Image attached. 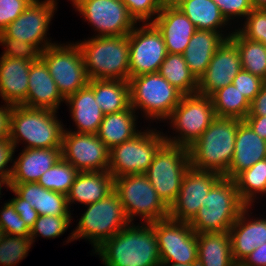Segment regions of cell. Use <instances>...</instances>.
Here are the masks:
<instances>
[{
	"mask_svg": "<svg viewBox=\"0 0 266 266\" xmlns=\"http://www.w3.org/2000/svg\"><path fill=\"white\" fill-rule=\"evenodd\" d=\"M216 118L210 96L183 95L170 117L171 124L178 130L181 137L165 136L166 143L189 147L209 127Z\"/></svg>",
	"mask_w": 266,
	"mask_h": 266,
	"instance_id": "obj_12",
	"label": "cell"
},
{
	"mask_svg": "<svg viewBox=\"0 0 266 266\" xmlns=\"http://www.w3.org/2000/svg\"><path fill=\"white\" fill-rule=\"evenodd\" d=\"M266 158V140L259 137L250 125L242 120L238 125L234 156L225 178L234 179L242 171Z\"/></svg>",
	"mask_w": 266,
	"mask_h": 266,
	"instance_id": "obj_22",
	"label": "cell"
},
{
	"mask_svg": "<svg viewBox=\"0 0 266 266\" xmlns=\"http://www.w3.org/2000/svg\"><path fill=\"white\" fill-rule=\"evenodd\" d=\"M15 147L9 138L0 139V178L8 181L11 178L13 168H6L7 164L12 161Z\"/></svg>",
	"mask_w": 266,
	"mask_h": 266,
	"instance_id": "obj_49",
	"label": "cell"
},
{
	"mask_svg": "<svg viewBox=\"0 0 266 266\" xmlns=\"http://www.w3.org/2000/svg\"><path fill=\"white\" fill-rule=\"evenodd\" d=\"M232 83L251 102L266 82L242 69Z\"/></svg>",
	"mask_w": 266,
	"mask_h": 266,
	"instance_id": "obj_45",
	"label": "cell"
},
{
	"mask_svg": "<svg viewBox=\"0 0 266 266\" xmlns=\"http://www.w3.org/2000/svg\"><path fill=\"white\" fill-rule=\"evenodd\" d=\"M33 0H0V33L28 7Z\"/></svg>",
	"mask_w": 266,
	"mask_h": 266,
	"instance_id": "obj_46",
	"label": "cell"
},
{
	"mask_svg": "<svg viewBox=\"0 0 266 266\" xmlns=\"http://www.w3.org/2000/svg\"><path fill=\"white\" fill-rule=\"evenodd\" d=\"M61 157V149L25 148L11 166L13 170L9 183L38 182Z\"/></svg>",
	"mask_w": 266,
	"mask_h": 266,
	"instance_id": "obj_25",
	"label": "cell"
},
{
	"mask_svg": "<svg viewBox=\"0 0 266 266\" xmlns=\"http://www.w3.org/2000/svg\"><path fill=\"white\" fill-rule=\"evenodd\" d=\"M0 211V226L3 228L6 235L30 236L31 229L15 211L10 201L5 203V206Z\"/></svg>",
	"mask_w": 266,
	"mask_h": 266,
	"instance_id": "obj_43",
	"label": "cell"
},
{
	"mask_svg": "<svg viewBox=\"0 0 266 266\" xmlns=\"http://www.w3.org/2000/svg\"><path fill=\"white\" fill-rule=\"evenodd\" d=\"M247 116H266V83L250 103V111Z\"/></svg>",
	"mask_w": 266,
	"mask_h": 266,
	"instance_id": "obj_50",
	"label": "cell"
},
{
	"mask_svg": "<svg viewBox=\"0 0 266 266\" xmlns=\"http://www.w3.org/2000/svg\"><path fill=\"white\" fill-rule=\"evenodd\" d=\"M189 168L188 148L165 143L158 150L146 171L148 180L168 208L175 202L184 175Z\"/></svg>",
	"mask_w": 266,
	"mask_h": 266,
	"instance_id": "obj_7",
	"label": "cell"
},
{
	"mask_svg": "<svg viewBox=\"0 0 266 266\" xmlns=\"http://www.w3.org/2000/svg\"><path fill=\"white\" fill-rule=\"evenodd\" d=\"M212 30H196L183 53L187 66L199 80L205 73L213 54L230 37Z\"/></svg>",
	"mask_w": 266,
	"mask_h": 266,
	"instance_id": "obj_27",
	"label": "cell"
},
{
	"mask_svg": "<svg viewBox=\"0 0 266 266\" xmlns=\"http://www.w3.org/2000/svg\"><path fill=\"white\" fill-rule=\"evenodd\" d=\"M77 45L82 52L89 80L129 81V34L127 36H95Z\"/></svg>",
	"mask_w": 266,
	"mask_h": 266,
	"instance_id": "obj_4",
	"label": "cell"
},
{
	"mask_svg": "<svg viewBox=\"0 0 266 266\" xmlns=\"http://www.w3.org/2000/svg\"><path fill=\"white\" fill-rule=\"evenodd\" d=\"M114 190V177L109 171L79 172L68 194L67 202L77 201L84 205L102 200Z\"/></svg>",
	"mask_w": 266,
	"mask_h": 266,
	"instance_id": "obj_26",
	"label": "cell"
},
{
	"mask_svg": "<svg viewBox=\"0 0 266 266\" xmlns=\"http://www.w3.org/2000/svg\"><path fill=\"white\" fill-rule=\"evenodd\" d=\"M241 70L239 50L236 44L227 38L213 54L205 73L199 78L197 93L210 96L216 90L232 84Z\"/></svg>",
	"mask_w": 266,
	"mask_h": 266,
	"instance_id": "obj_19",
	"label": "cell"
},
{
	"mask_svg": "<svg viewBox=\"0 0 266 266\" xmlns=\"http://www.w3.org/2000/svg\"><path fill=\"white\" fill-rule=\"evenodd\" d=\"M34 61L0 58V96L9 105H21L27 98L29 69Z\"/></svg>",
	"mask_w": 266,
	"mask_h": 266,
	"instance_id": "obj_24",
	"label": "cell"
},
{
	"mask_svg": "<svg viewBox=\"0 0 266 266\" xmlns=\"http://www.w3.org/2000/svg\"><path fill=\"white\" fill-rule=\"evenodd\" d=\"M251 3L254 8H265L266 9V0H251Z\"/></svg>",
	"mask_w": 266,
	"mask_h": 266,
	"instance_id": "obj_55",
	"label": "cell"
},
{
	"mask_svg": "<svg viewBox=\"0 0 266 266\" xmlns=\"http://www.w3.org/2000/svg\"><path fill=\"white\" fill-rule=\"evenodd\" d=\"M129 85L130 106L134 110L143 108L150 119L169 118L183 96L158 72L132 77Z\"/></svg>",
	"mask_w": 266,
	"mask_h": 266,
	"instance_id": "obj_9",
	"label": "cell"
},
{
	"mask_svg": "<svg viewBox=\"0 0 266 266\" xmlns=\"http://www.w3.org/2000/svg\"><path fill=\"white\" fill-rule=\"evenodd\" d=\"M61 156L79 172L108 171L109 149L97 134L77 133L64 129Z\"/></svg>",
	"mask_w": 266,
	"mask_h": 266,
	"instance_id": "obj_16",
	"label": "cell"
},
{
	"mask_svg": "<svg viewBox=\"0 0 266 266\" xmlns=\"http://www.w3.org/2000/svg\"><path fill=\"white\" fill-rule=\"evenodd\" d=\"M240 200L246 205L257 193H266V158L239 173L234 179Z\"/></svg>",
	"mask_w": 266,
	"mask_h": 266,
	"instance_id": "obj_37",
	"label": "cell"
},
{
	"mask_svg": "<svg viewBox=\"0 0 266 266\" xmlns=\"http://www.w3.org/2000/svg\"><path fill=\"white\" fill-rule=\"evenodd\" d=\"M182 0H159L162 8L164 7H176Z\"/></svg>",
	"mask_w": 266,
	"mask_h": 266,
	"instance_id": "obj_54",
	"label": "cell"
},
{
	"mask_svg": "<svg viewBox=\"0 0 266 266\" xmlns=\"http://www.w3.org/2000/svg\"><path fill=\"white\" fill-rule=\"evenodd\" d=\"M162 34L168 53L183 54L196 31L194 24L177 7H164L150 20Z\"/></svg>",
	"mask_w": 266,
	"mask_h": 266,
	"instance_id": "obj_20",
	"label": "cell"
},
{
	"mask_svg": "<svg viewBox=\"0 0 266 266\" xmlns=\"http://www.w3.org/2000/svg\"><path fill=\"white\" fill-rule=\"evenodd\" d=\"M28 79L27 98L21 105L56 111L61 101L66 100L41 59L31 64Z\"/></svg>",
	"mask_w": 266,
	"mask_h": 266,
	"instance_id": "obj_21",
	"label": "cell"
},
{
	"mask_svg": "<svg viewBox=\"0 0 266 266\" xmlns=\"http://www.w3.org/2000/svg\"><path fill=\"white\" fill-rule=\"evenodd\" d=\"M0 44L6 46L4 57L26 59L28 61H37L41 57V51L33 44L20 41L19 39L7 38L0 33Z\"/></svg>",
	"mask_w": 266,
	"mask_h": 266,
	"instance_id": "obj_42",
	"label": "cell"
},
{
	"mask_svg": "<svg viewBox=\"0 0 266 266\" xmlns=\"http://www.w3.org/2000/svg\"><path fill=\"white\" fill-rule=\"evenodd\" d=\"M57 111L13 105L10 116L9 139L16 148L20 140L26 149H61L63 125L55 115ZM21 138V139H20Z\"/></svg>",
	"mask_w": 266,
	"mask_h": 266,
	"instance_id": "obj_3",
	"label": "cell"
},
{
	"mask_svg": "<svg viewBox=\"0 0 266 266\" xmlns=\"http://www.w3.org/2000/svg\"><path fill=\"white\" fill-rule=\"evenodd\" d=\"M239 118L216 117L188 147L190 167L224 176L234 156Z\"/></svg>",
	"mask_w": 266,
	"mask_h": 266,
	"instance_id": "obj_2",
	"label": "cell"
},
{
	"mask_svg": "<svg viewBox=\"0 0 266 266\" xmlns=\"http://www.w3.org/2000/svg\"><path fill=\"white\" fill-rule=\"evenodd\" d=\"M246 205L240 200L233 179L221 177L209 190L189 225L195 233L229 232Z\"/></svg>",
	"mask_w": 266,
	"mask_h": 266,
	"instance_id": "obj_5",
	"label": "cell"
},
{
	"mask_svg": "<svg viewBox=\"0 0 266 266\" xmlns=\"http://www.w3.org/2000/svg\"><path fill=\"white\" fill-rule=\"evenodd\" d=\"M71 1L84 19L99 31L97 34L99 37L127 36L137 25L122 0Z\"/></svg>",
	"mask_w": 266,
	"mask_h": 266,
	"instance_id": "obj_15",
	"label": "cell"
},
{
	"mask_svg": "<svg viewBox=\"0 0 266 266\" xmlns=\"http://www.w3.org/2000/svg\"><path fill=\"white\" fill-rule=\"evenodd\" d=\"M239 266H266V243L257 247Z\"/></svg>",
	"mask_w": 266,
	"mask_h": 266,
	"instance_id": "obj_51",
	"label": "cell"
},
{
	"mask_svg": "<svg viewBox=\"0 0 266 266\" xmlns=\"http://www.w3.org/2000/svg\"><path fill=\"white\" fill-rule=\"evenodd\" d=\"M5 231L3 230V228L0 226V241L4 238L5 236Z\"/></svg>",
	"mask_w": 266,
	"mask_h": 266,
	"instance_id": "obj_58",
	"label": "cell"
},
{
	"mask_svg": "<svg viewBox=\"0 0 266 266\" xmlns=\"http://www.w3.org/2000/svg\"><path fill=\"white\" fill-rule=\"evenodd\" d=\"M131 17L136 21L147 23L152 16L158 15L162 10L159 0H122Z\"/></svg>",
	"mask_w": 266,
	"mask_h": 266,
	"instance_id": "obj_44",
	"label": "cell"
},
{
	"mask_svg": "<svg viewBox=\"0 0 266 266\" xmlns=\"http://www.w3.org/2000/svg\"><path fill=\"white\" fill-rule=\"evenodd\" d=\"M82 215L68 242L84 237L91 240L95 250L131 223L115 190L102 200L88 204L86 212Z\"/></svg>",
	"mask_w": 266,
	"mask_h": 266,
	"instance_id": "obj_6",
	"label": "cell"
},
{
	"mask_svg": "<svg viewBox=\"0 0 266 266\" xmlns=\"http://www.w3.org/2000/svg\"><path fill=\"white\" fill-rule=\"evenodd\" d=\"M237 46L242 69L266 82V46L245 38L238 30L229 37Z\"/></svg>",
	"mask_w": 266,
	"mask_h": 266,
	"instance_id": "obj_36",
	"label": "cell"
},
{
	"mask_svg": "<svg viewBox=\"0 0 266 266\" xmlns=\"http://www.w3.org/2000/svg\"><path fill=\"white\" fill-rule=\"evenodd\" d=\"M71 215H39L30 231V239L34 242L37 234L45 238H55L63 234L69 227Z\"/></svg>",
	"mask_w": 266,
	"mask_h": 266,
	"instance_id": "obj_40",
	"label": "cell"
},
{
	"mask_svg": "<svg viewBox=\"0 0 266 266\" xmlns=\"http://www.w3.org/2000/svg\"><path fill=\"white\" fill-rule=\"evenodd\" d=\"M114 190L130 222L137 214L144 217L145 223L169 217V208L159 198L146 174H127L114 178Z\"/></svg>",
	"mask_w": 266,
	"mask_h": 266,
	"instance_id": "obj_8",
	"label": "cell"
},
{
	"mask_svg": "<svg viewBox=\"0 0 266 266\" xmlns=\"http://www.w3.org/2000/svg\"><path fill=\"white\" fill-rule=\"evenodd\" d=\"M246 18L245 26L238 31L245 38L266 46V9L254 8Z\"/></svg>",
	"mask_w": 266,
	"mask_h": 266,
	"instance_id": "obj_41",
	"label": "cell"
},
{
	"mask_svg": "<svg viewBox=\"0 0 266 266\" xmlns=\"http://www.w3.org/2000/svg\"><path fill=\"white\" fill-rule=\"evenodd\" d=\"M9 187L29 202L39 215H71L65 194L45 189L37 182L9 183Z\"/></svg>",
	"mask_w": 266,
	"mask_h": 266,
	"instance_id": "obj_28",
	"label": "cell"
},
{
	"mask_svg": "<svg viewBox=\"0 0 266 266\" xmlns=\"http://www.w3.org/2000/svg\"><path fill=\"white\" fill-rule=\"evenodd\" d=\"M250 206H245L229 230L232 257L239 265L257 247L266 243V219L246 222L245 214Z\"/></svg>",
	"mask_w": 266,
	"mask_h": 266,
	"instance_id": "obj_23",
	"label": "cell"
},
{
	"mask_svg": "<svg viewBox=\"0 0 266 266\" xmlns=\"http://www.w3.org/2000/svg\"><path fill=\"white\" fill-rule=\"evenodd\" d=\"M40 59L65 99L88 85L83 55L77 44L49 46L41 52Z\"/></svg>",
	"mask_w": 266,
	"mask_h": 266,
	"instance_id": "obj_11",
	"label": "cell"
},
{
	"mask_svg": "<svg viewBox=\"0 0 266 266\" xmlns=\"http://www.w3.org/2000/svg\"><path fill=\"white\" fill-rule=\"evenodd\" d=\"M220 9L221 14L228 22L231 16L246 17L253 9L251 0H213Z\"/></svg>",
	"mask_w": 266,
	"mask_h": 266,
	"instance_id": "obj_47",
	"label": "cell"
},
{
	"mask_svg": "<svg viewBox=\"0 0 266 266\" xmlns=\"http://www.w3.org/2000/svg\"><path fill=\"white\" fill-rule=\"evenodd\" d=\"M105 266H158L160 253L153 222L125 226L96 250Z\"/></svg>",
	"mask_w": 266,
	"mask_h": 266,
	"instance_id": "obj_1",
	"label": "cell"
},
{
	"mask_svg": "<svg viewBox=\"0 0 266 266\" xmlns=\"http://www.w3.org/2000/svg\"><path fill=\"white\" fill-rule=\"evenodd\" d=\"M12 105L0 107V139L9 138L10 116Z\"/></svg>",
	"mask_w": 266,
	"mask_h": 266,
	"instance_id": "obj_52",
	"label": "cell"
},
{
	"mask_svg": "<svg viewBox=\"0 0 266 266\" xmlns=\"http://www.w3.org/2000/svg\"><path fill=\"white\" fill-rule=\"evenodd\" d=\"M160 262L198 264L197 233L187 222L171 218L153 222Z\"/></svg>",
	"mask_w": 266,
	"mask_h": 266,
	"instance_id": "obj_13",
	"label": "cell"
},
{
	"mask_svg": "<svg viewBox=\"0 0 266 266\" xmlns=\"http://www.w3.org/2000/svg\"><path fill=\"white\" fill-rule=\"evenodd\" d=\"M9 188L16 195V197L11 199L10 202L13 204L15 211L31 229L39 217L38 212L29 204V202H27L25 199H22L11 187Z\"/></svg>",
	"mask_w": 266,
	"mask_h": 266,
	"instance_id": "obj_48",
	"label": "cell"
},
{
	"mask_svg": "<svg viewBox=\"0 0 266 266\" xmlns=\"http://www.w3.org/2000/svg\"><path fill=\"white\" fill-rule=\"evenodd\" d=\"M167 54L162 34L153 23L134 27L129 33L130 78L159 72Z\"/></svg>",
	"mask_w": 266,
	"mask_h": 266,
	"instance_id": "obj_14",
	"label": "cell"
},
{
	"mask_svg": "<svg viewBox=\"0 0 266 266\" xmlns=\"http://www.w3.org/2000/svg\"><path fill=\"white\" fill-rule=\"evenodd\" d=\"M158 73L183 95L197 93L198 79L187 66L183 54L168 53Z\"/></svg>",
	"mask_w": 266,
	"mask_h": 266,
	"instance_id": "obj_34",
	"label": "cell"
},
{
	"mask_svg": "<svg viewBox=\"0 0 266 266\" xmlns=\"http://www.w3.org/2000/svg\"><path fill=\"white\" fill-rule=\"evenodd\" d=\"M134 113L135 110L130 106L127 110L104 115L96 134L109 150L139 133L135 128Z\"/></svg>",
	"mask_w": 266,
	"mask_h": 266,
	"instance_id": "obj_32",
	"label": "cell"
},
{
	"mask_svg": "<svg viewBox=\"0 0 266 266\" xmlns=\"http://www.w3.org/2000/svg\"><path fill=\"white\" fill-rule=\"evenodd\" d=\"M244 120L259 137L266 140V116H246Z\"/></svg>",
	"mask_w": 266,
	"mask_h": 266,
	"instance_id": "obj_53",
	"label": "cell"
},
{
	"mask_svg": "<svg viewBox=\"0 0 266 266\" xmlns=\"http://www.w3.org/2000/svg\"><path fill=\"white\" fill-rule=\"evenodd\" d=\"M158 266H198V264H170L167 262H160V264Z\"/></svg>",
	"mask_w": 266,
	"mask_h": 266,
	"instance_id": "obj_56",
	"label": "cell"
},
{
	"mask_svg": "<svg viewBox=\"0 0 266 266\" xmlns=\"http://www.w3.org/2000/svg\"><path fill=\"white\" fill-rule=\"evenodd\" d=\"M194 24L196 30H212L226 25L227 21L213 0H182L176 6Z\"/></svg>",
	"mask_w": 266,
	"mask_h": 266,
	"instance_id": "obj_33",
	"label": "cell"
},
{
	"mask_svg": "<svg viewBox=\"0 0 266 266\" xmlns=\"http://www.w3.org/2000/svg\"><path fill=\"white\" fill-rule=\"evenodd\" d=\"M198 266H237L229 232L197 233Z\"/></svg>",
	"mask_w": 266,
	"mask_h": 266,
	"instance_id": "obj_30",
	"label": "cell"
},
{
	"mask_svg": "<svg viewBox=\"0 0 266 266\" xmlns=\"http://www.w3.org/2000/svg\"><path fill=\"white\" fill-rule=\"evenodd\" d=\"M216 117L239 118L244 120L250 111V101L234 84L218 89L211 95Z\"/></svg>",
	"mask_w": 266,
	"mask_h": 266,
	"instance_id": "obj_35",
	"label": "cell"
},
{
	"mask_svg": "<svg viewBox=\"0 0 266 266\" xmlns=\"http://www.w3.org/2000/svg\"><path fill=\"white\" fill-rule=\"evenodd\" d=\"M165 143V136L157 131L139 132L109 150L108 171L114 178L127 174H145Z\"/></svg>",
	"mask_w": 266,
	"mask_h": 266,
	"instance_id": "obj_10",
	"label": "cell"
},
{
	"mask_svg": "<svg viewBox=\"0 0 266 266\" xmlns=\"http://www.w3.org/2000/svg\"><path fill=\"white\" fill-rule=\"evenodd\" d=\"M71 108V117L77 133L96 134L104 113L95 101L94 91L87 85L70 95L66 100Z\"/></svg>",
	"mask_w": 266,
	"mask_h": 266,
	"instance_id": "obj_29",
	"label": "cell"
},
{
	"mask_svg": "<svg viewBox=\"0 0 266 266\" xmlns=\"http://www.w3.org/2000/svg\"><path fill=\"white\" fill-rule=\"evenodd\" d=\"M3 184H6L7 188L9 187V181L5 178H0V195H1V187Z\"/></svg>",
	"mask_w": 266,
	"mask_h": 266,
	"instance_id": "obj_57",
	"label": "cell"
},
{
	"mask_svg": "<svg viewBox=\"0 0 266 266\" xmlns=\"http://www.w3.org/2000/svg\"><path fill=\"white\" fill-rule=\"evenodd\" d=\"M222 176L213 171L197 170L190 167L183 178L179 194L169 208V218L189 223L201 206L211 187Z\"/></svg>",
	"mask_w": 266,
	"mask_h": 266,
	"instance_id": "obj_18",
	"label": "cell"
},
{
	"mask_svg": "<svg viewBox=\"0 0 266 266\" xmlns=\"http://www.w3.org/2000/svg\"><path fill=\"white\" fill-rule=\"evenodd\" d=\"M79 171L62 157L38 180L48 190L67 195Z\"/></svg>",
	"mask_w": 266,
	"mask_h": 266,
	"instance_id": "obj_38",
	"label": "cell"
},
{
	"mask_svg": "<svg viewBox=\"0 0 266 266\" xmlns=\"http://www.w3.org/2000/svg\"><path fill=\"white\" fill-rule=\"evenodd\" d=\"M88 86L94 91L95 101L104 115L130 107L129 81L91 79Z\"/></svg>",
	"mask_w": 266,
	"mask_h": 266,
	"instance_id": "obj_31",
	"label": "cell"
},
{
	"mask_svg": "<svg viewBox=\"0 0 266 266\" xmlns=\"http://www.w3.org/2000/svg\"><path fill=\"white\" fill-rule=\"evenodd\" d=\"M32 243L30 236L5 235L0 241V265H16L27 256Z\"/></svg>",
	"mask_w": 266,
	"mask_h": 266,
	"instance_id": "obj_39",
	"label": "cell"
},
{
	"mask_svg": "<svg viewBox=\"0 0 266 266\" xmlns=\"http://www.w3.org/2000/svg\"><path fill=\"white\" fill-rule=\"evenodd\" d=\"M56 4L54 0L41 2L33 0L24 12L10 23L2 33L7 38L19 39L33 44L42 52L45 48L55 45V43L53 44L44 39L56 9Z\"/></svg>",
	"mask_w": 266,
	"mask_h": 266,
	"instance_id": "obj_17",
	"label": "cell"
}]
</instances>
